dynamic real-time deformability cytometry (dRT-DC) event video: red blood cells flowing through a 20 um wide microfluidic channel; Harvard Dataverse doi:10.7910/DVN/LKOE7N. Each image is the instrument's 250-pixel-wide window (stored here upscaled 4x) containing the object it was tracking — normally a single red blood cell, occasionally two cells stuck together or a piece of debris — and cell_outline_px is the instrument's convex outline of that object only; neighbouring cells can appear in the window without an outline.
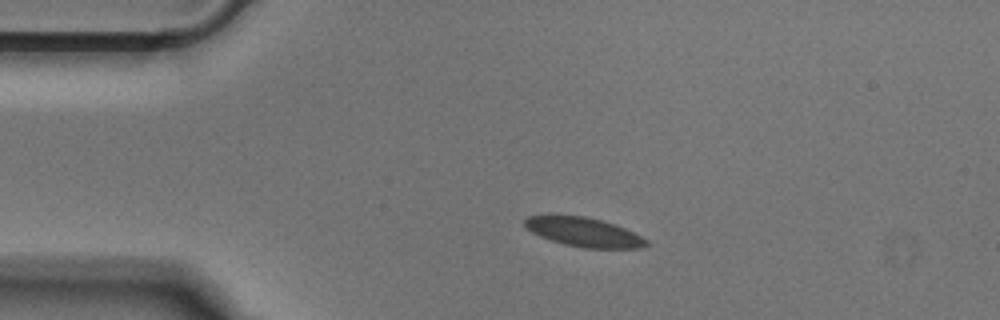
{"species": "Egyptian fruit bat (a non-hibernating species)", "species_latin": "Rousettus aegyptiacus", "temperature_condition": "cold", "stored_images_in_passage": 42, "camera_frame_rate_fps": 3000, "um_per_image_px": 0.085, "animal": {"sex": "male"}, "frame": {"image": 1, "passage_image": 1, "time_ms": 0.0, "image_size_px": [1000, 320], "cell_outline_px": [[648, 244], [640, 248], [584, 248], [564, 244], [540, 236], [532, 232], [524, 224], [524, 220], [528, 216], [584, 216], [600, 220], [624, 228], [648, 240]], "centroid_in_image_um": [49.63, 19.74], "position_along_channel_um": 35.4, "area_um2": 20.11}}
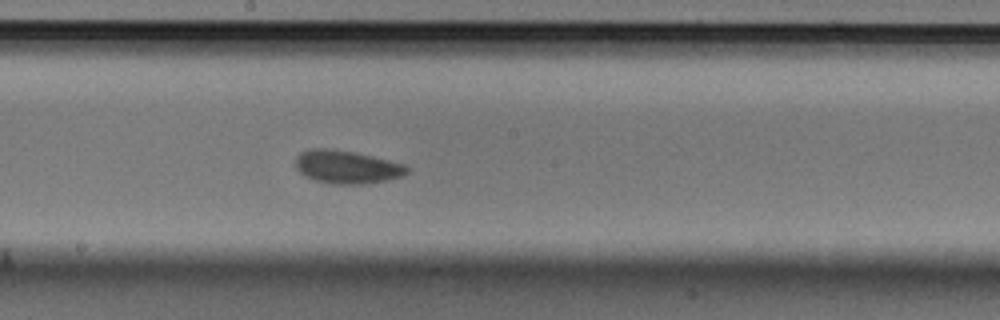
{"frame": {"image": 2, "passage_image": 18, "time_ms": 5.667, "image_size_px": [1000, 320], "cell_outline_px": [[408, 172], [404, 176], [388, 180], [364, 184], [332, 184], [316, 180], [304, 176], [296, 168], [296, 156], [300, 152], [308, 148], [328, 148], [352, 152], [372, 156], [404, 164], [408, 168]], "centroid_in_image_um": [29.46, 14.19], "position_along_channel_um": 218.7, "area_um2": 21.56}}
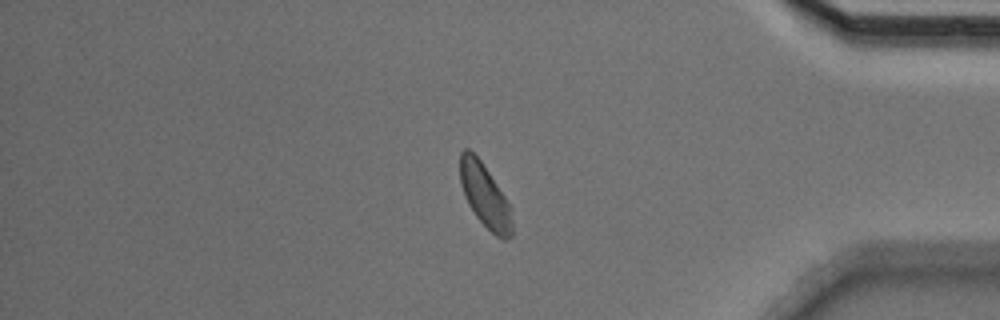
{"frame": {"image": 3, "passage_image": 34, "time_ms": 11.0, "image_size_px": [1000, 320], "cell_outline_px": [[512, 236], [504, 240], [496, 236], [476, 216], [468, 204], [464, 196], [460, 184], [460, 152], [464, 148], [468, 148], [480, 160], [504, 196], [508, 204], [512, 220]], "centroid_in_image_um": [41.18, 16.63], "position_along_channel_um": 394.0, "area_um2": 18.84}}